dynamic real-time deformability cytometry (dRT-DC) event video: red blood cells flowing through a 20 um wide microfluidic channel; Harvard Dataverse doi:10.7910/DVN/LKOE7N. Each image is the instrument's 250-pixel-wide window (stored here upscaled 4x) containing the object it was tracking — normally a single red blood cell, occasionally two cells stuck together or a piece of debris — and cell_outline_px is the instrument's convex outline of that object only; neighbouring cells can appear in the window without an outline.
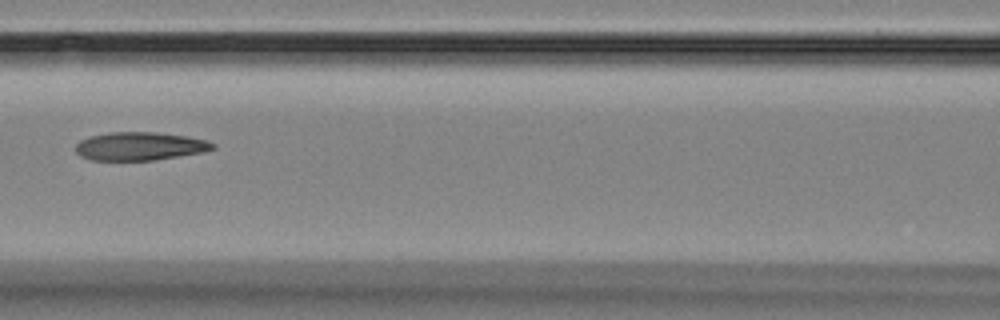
{"species": "Egyptian fruit bat (a non-hibernating species)", "species_latin": "Rousettus aegyptiacus", "temperature_condition": "room temperature", "stored_images_in_passage": 9, "camera_frame_rate_fps": 3000, "um_per_image_px": 0.085, "animal": {"sex": "female"}, "frame": {"image": 1, "passage_image": 7, "time_ms": 7.333, "image_size_px": [1000, 320], "cell_outline_px": [[216, 148], [204, 152], [152, 160], [92, 160], [80, 156], [76, 152], [76, 144], [80, 140], [92, 136], [108, 132], [156, 132], [184, 136], [204, 140], [216, 144]], "centroid_in_image_um": [11.87, 12.43], "position_along_channel_um": 154.7, "area_um2": 22.43}}
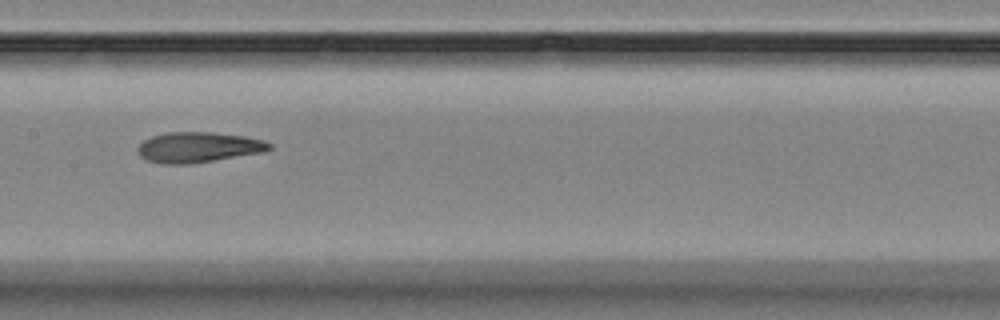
{"frame": {"image": 2, "passage_image": 8, "time_ms": 8.333, "image_size_px": [1000, 320], "cell_outline_px": [[272, 148], [260, 152], [188, 164], [160, 164], [144, 160], [136, 152], [136, 148], [144, 140], [152, 136], [168, 132], [212, 132], [244, 136], [264, 140], [272, 144]], "centroid_in_image_um": [16.78, 12.51], "position_along_channel_um": 190.6, "area_um2": 23.24}}
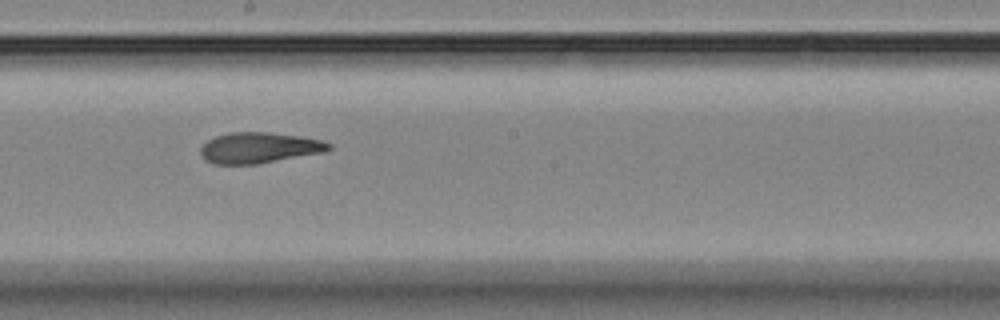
{"frame": {"image": 3, "passage_image": 9, "time_ms": 9.333, "image_size_px": [1000, 320], "cell_outline_px": [[332, 148], [324, 152], [256, 164], [212, 164], [204, 160], [200, 156], [200, 148], [208, 140], [216, 136], [228, 132], [268, 132], [300, 136], [320, 140], [332, 144]], "centroid_in_image_um": [21.99, 12.56], "position_along_channel_um": 226.2, "area_um2": 23.06}}